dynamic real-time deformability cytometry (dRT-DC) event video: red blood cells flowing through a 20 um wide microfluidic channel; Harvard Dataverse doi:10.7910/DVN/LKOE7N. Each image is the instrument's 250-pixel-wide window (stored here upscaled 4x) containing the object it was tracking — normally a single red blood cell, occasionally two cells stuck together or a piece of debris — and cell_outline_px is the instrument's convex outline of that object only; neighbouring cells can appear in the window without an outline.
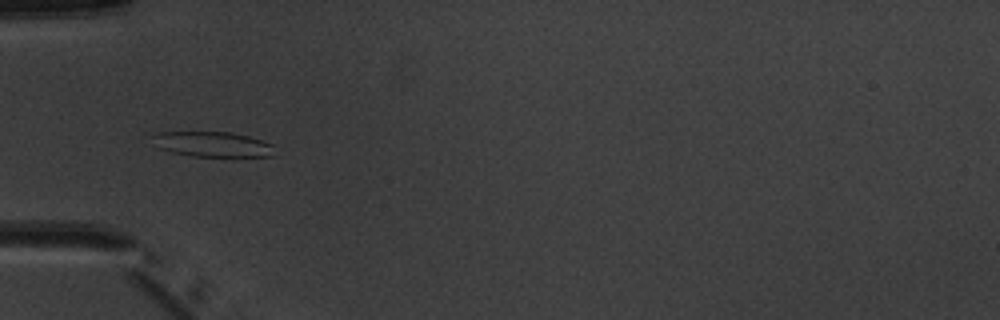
{"species": "common noctule bat (a hibernating species)", "species_latin": "Nyctalus noctula", "temperature_condition": "warm", "stored_images_in_passage": 5, "camera_frame_rate_fps": 3000, "um_per_image_px": 0.085, "animal": {"sex": "male", "body_mass_g": 20.1, "forearm_length_mm": 53.5}, "frame": {"image": 1, "passage_image": 2, "time_ms": 1.333, "image_size_px": [1000, 320], "cell_outline_px": [[272, 156], [192, 156], [172, 152], [156, 148], [152, 136], [160, 132], [232, 132], [248, 136], [272, 144]], "centroid_in_image_um": [18.01, 12.26], "position_along_channel_um": 67.0, "area_um2": 17.69}}
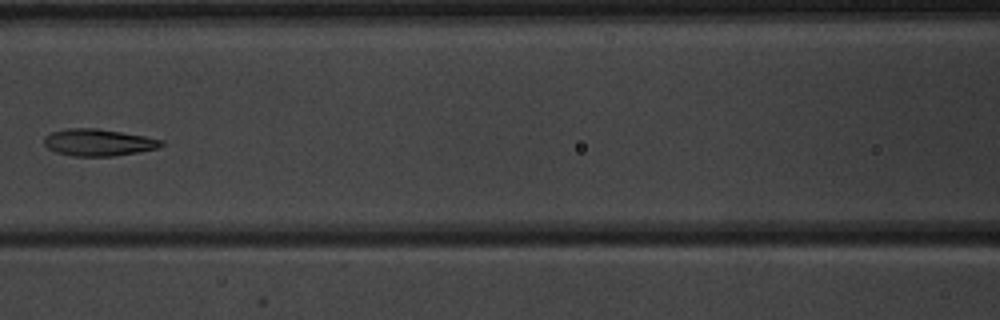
{"frame": {"image": 2, "passage_image": 4, "time_ms": 3.667, "image_size_px": [1000, 320], "cell_outline_px": [[164, 144], [156, 148], [116, 156], [72, 156], [56, 152], [48, 148], [44, 144], [44, 136], [52, 132], [68, 128], [96, 128], [144, 136], [164, 140]], "centroid_in_image_um": [8.34, 12.11], "position_along_channel_um": 158.3, "area_um2": 18.26}}
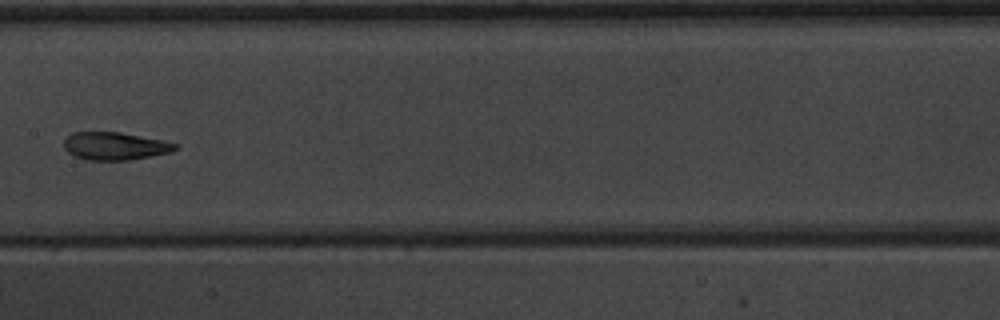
{"frame": {"image": 3, "passage_image": 5, "time_ms": 4.667, "image_size_px": [1000, 320], "cell_outline_px": [[180, 148], [172, 152], [152, 156], [128, 160], [88, 160], [72, 156], [64, 148], [64, 140], [72, 132], [120, 132], [164, 140], [180, 144]], "centroid_in_image_um": [9.82, 12.41], "position_along_channel_um": 197.6, "area_um2": 18.32}}